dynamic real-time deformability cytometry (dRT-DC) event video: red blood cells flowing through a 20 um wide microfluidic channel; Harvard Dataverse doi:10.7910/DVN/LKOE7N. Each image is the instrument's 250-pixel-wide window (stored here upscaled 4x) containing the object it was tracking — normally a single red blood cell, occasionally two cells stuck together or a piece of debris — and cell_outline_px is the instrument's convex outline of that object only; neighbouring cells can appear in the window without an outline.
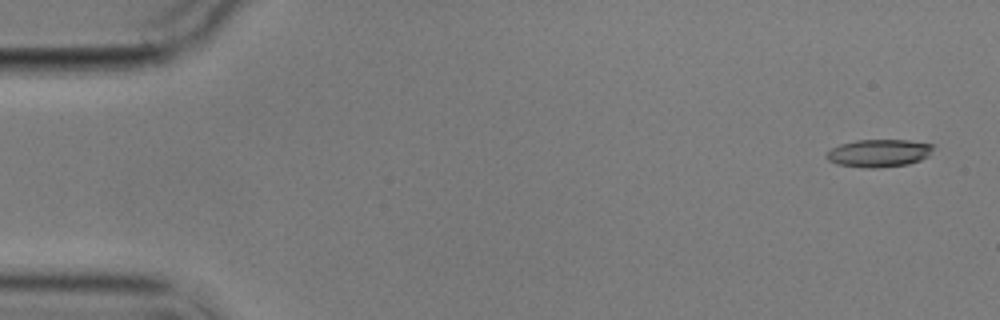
{"species": "common noctule bat (a hibernating species)", "species_latin": "Nyctalus noctula", "temperature_condition": "cold", "stored_images_in_passage": 4, "camera_frame_rate_fps": 3000, "um_per_image_px": 0.085, "animal": {"sex": "male", "body_mass_g": 17.9}, "frame": {"image": 1, "passage_image": 1, "time_ms": 0.0, "image_size_px": [1000, 320], "cell_outline_px": [[936, 144], [928, 156], [920, 160], [908, 164], [880, 168], [864, 168], [836, 164], [828, 160], [824, 156], [832, 148], [840, 144], [856, 140], [908, 140]], "centroid_in_image_um": [74.71, 13.02], "position_along_channel_um": 10.3, "area_um2": 17.4}}
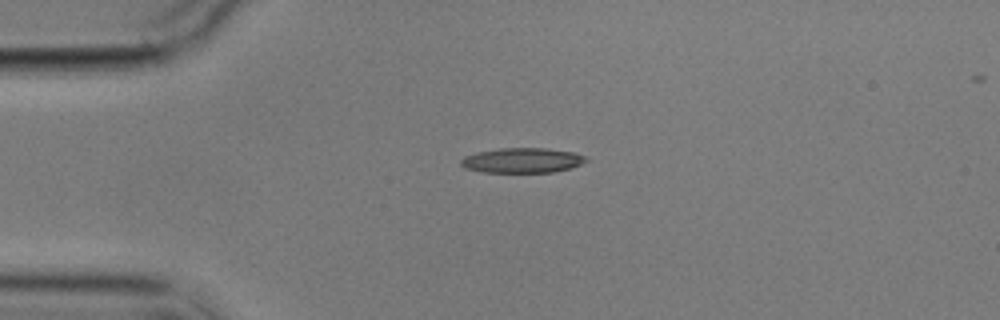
{"frame": {"image": 2, "passage_image": 4, "time_ms": 3.667, "image_size_px": [1000, 320], "cell_outline_px": [[588, 160], [572, 168], [556, 172], [480, 172], [464, 168], [460, 164], [460, 160], [464, 156], [480, 152], [500, 148], [544, 148], [572, 152], [588, 156]], "centroid_in_image_um": [44.4, 13.64], "position_along_channel_um": 40.6, "area_um2": 18.26}}